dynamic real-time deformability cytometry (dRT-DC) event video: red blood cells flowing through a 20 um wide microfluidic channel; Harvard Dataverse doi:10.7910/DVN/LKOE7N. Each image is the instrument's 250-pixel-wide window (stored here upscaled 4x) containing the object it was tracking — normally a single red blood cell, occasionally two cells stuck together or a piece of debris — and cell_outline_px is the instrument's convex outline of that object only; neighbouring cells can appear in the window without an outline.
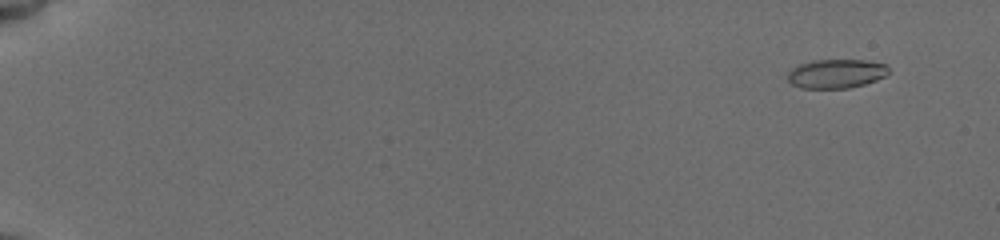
{"species": "common noctule bat (a hibernating species)", "species_latin": "Nyctalus noctula", "temperature_condition": "cold", "stored_images_in_passage": 30, "camera_frame_rate_fps": 3000, "um_per_image_px": 0.085, "animal": {"sex": "female", "body_mass_g": 19.5, "forearm_length_mm": 54.1}, "frame": {"image": 1, "passage_image": 5, "time_ms": 1.333, "image_size_px": [1000, 240], "cell_outline_px": [[888, 72], [884, 76], [876, 80], [864, 84], [848, 88], [800, 88], [792, 84], [788, 80], [788, 72], [792, 68], [800, 64], [812, 60], [868, 60], [888, 64]], "centroid_in_image_um": [71.08, 6.25], "position_along_channel_um": 13.9, "area_um2": 17.11}}
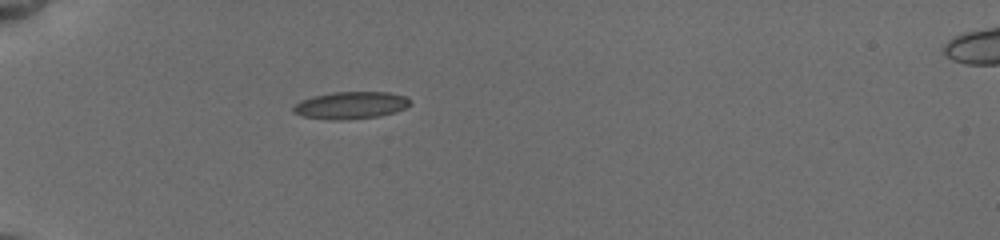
{"frame": {"image": 2, "passage_image": 24, "time_ms": 6.333, "image_size_px": [1000, 240], "cell_outline_px": [[412, 104], [396, 112], [380, 116], [344, 120], [332, 120], [300, 116], [292, 112], [292, 104], [300, 100], [312, 96], [332, 92], [388, 92], [408, 96]], "centroid_in_image_um": [29.79, 8.95], "position_along_channel_um": 55.2, "area_um2": 18.96}}
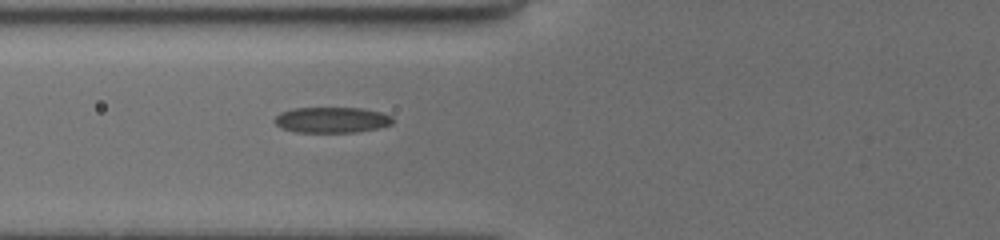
{"frame": {"image": 3, "passage_image": 29, "time_ms": 8.0, "image_size_px": [1000, 240], "cell_outline_px": [[392, 124], [376, 128], [356, 132], [296, 132], [280, 128], [272, 120], [280, 112], [292, 108], [360, 108], [380, 112], [392, 116]], "centroid_in_image_um": [28.14, 10.19], "position_along_channel_um": 97.7, "area_um2": 17.69}}